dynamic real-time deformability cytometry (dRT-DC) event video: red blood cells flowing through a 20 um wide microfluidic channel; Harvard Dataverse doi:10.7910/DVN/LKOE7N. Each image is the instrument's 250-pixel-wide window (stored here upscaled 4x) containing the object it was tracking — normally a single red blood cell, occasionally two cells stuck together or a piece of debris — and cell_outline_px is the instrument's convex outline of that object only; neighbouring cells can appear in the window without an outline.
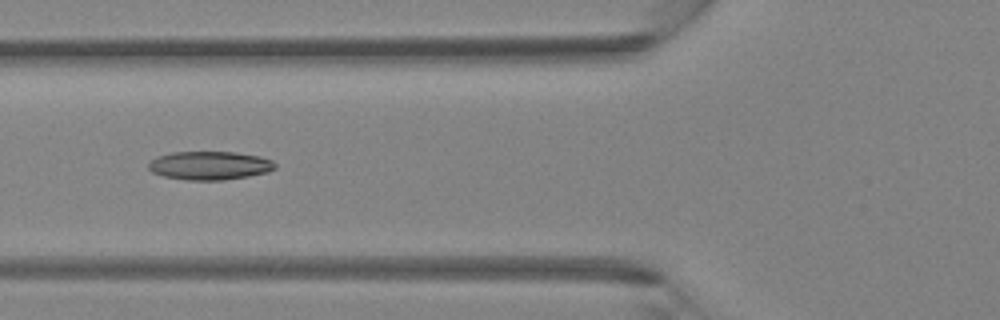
{"species": "Egyptian fruit bat (a non-hibernating species)", "species_latin": "Rousettus aegyptiacus", "temperature_condition": "room temperature", "stored_images_in_passage": 5, "camera_frame_rate_fps": 3000, "um_per_image_px": 0.085, "animal": {"sex": "female"}, "frame": {"image": 1, "passage_image": 5, "time_ms": 1.333, "image_size_px": [1000, 320], "cell_outline_px": [[276, 168], [268, 172], [248, 176], [224, 180], [188, 180], [164, 176], [152, 172], [148, 168], [148, 164], [156, 156], [172, 152], [236, 152], [260, 156], [272, 160], [276, 164]], "centroid_in_image_um": [17.84, 14.06], "position_along_channel_um": 108.0, "area_um2": 21.1}}